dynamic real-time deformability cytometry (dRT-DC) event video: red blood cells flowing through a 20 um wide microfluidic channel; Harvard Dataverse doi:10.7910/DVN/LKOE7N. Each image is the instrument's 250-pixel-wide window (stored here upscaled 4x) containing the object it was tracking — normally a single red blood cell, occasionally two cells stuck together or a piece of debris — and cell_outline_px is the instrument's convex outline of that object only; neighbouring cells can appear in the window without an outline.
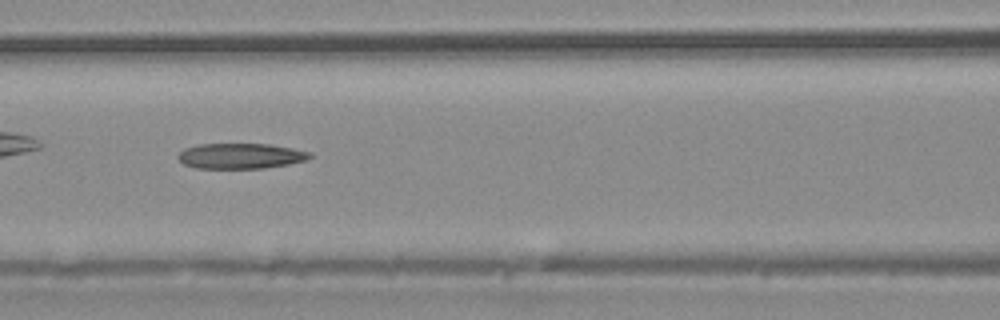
{"species": "common noctule bat (a hibernating species)", "species_latin": "Nyctalus noctula", "temperature_condition": "warm", "stored_images_in_passage": 5, "camera_frame_rate_fps": 3000, "um_per_image_px": 0.085, "animal": {"sex": "male", "body_mass_g": 20.4}, "frame": {"image": 1, "passage_image": 4, "time_ms": 4.333, "image_size_px": [1000, 320], "cell_outline_px": [[312, 156], [304, 160], [288, 164], [264, 168], [196, 168], [184, 164], [176, 156], [184, 148], [200, 144], [268, 144], [292, 148], [312, 152]], "centroid_in_image_um": [20.44, 13.25], "position_along_channel_um": 146.2, "area_um2": 19.42}}
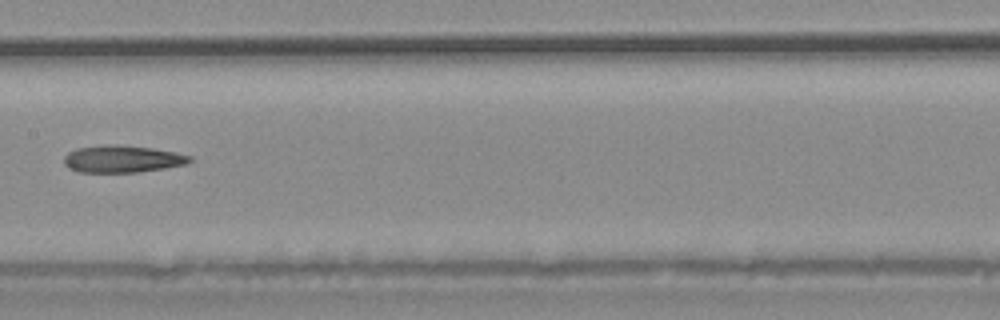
{"frame": {"image": 2, "passage_image": 5, "time_ms": 5.333, "image_size_px": [1000, 320], "cell_outline_px": [[192, 160], [188, 164], [164, 168], [136, 172], [80, 172], [68, 168], [64, 164], [64, 156], [68, 152], [76, 148], [104, 144], [116, 144], [152, 148], [176, 152], [192, 156]], "centroid_in_image_um": [10.39, 13.5], "position_along_channel_um": 197.0, "area_um2": 20.06}}